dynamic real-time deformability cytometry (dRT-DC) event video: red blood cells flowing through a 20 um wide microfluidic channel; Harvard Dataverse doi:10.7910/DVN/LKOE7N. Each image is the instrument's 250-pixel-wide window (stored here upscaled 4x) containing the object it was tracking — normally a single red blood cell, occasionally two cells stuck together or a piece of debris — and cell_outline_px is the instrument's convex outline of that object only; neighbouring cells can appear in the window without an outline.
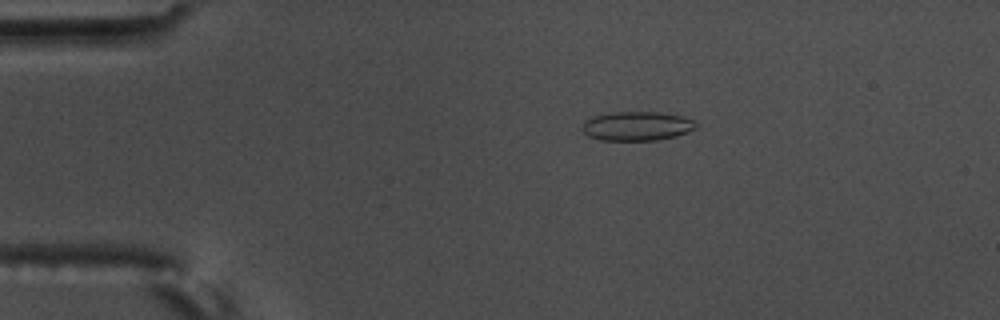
{"species": "common noctule bat (a hibernating species)", "species_latin": "Nyctalus noctula", "temperature_condition": "warm", "stored_images_in_passage": 47, "camera_frame_rate_fps": 3000, "um_per_image_px": 0.085, "animal": {"sex": "male", "body_mass_g": 17.5, "forearm_length_mm": 52.3}, "frame": {"image": 1, "passage_image": 1, "time_ms": 0.0, "image_size_px": [1000, 320], "cell_outline_px": [[696, 128], [688, 132], [676, 136], [656, 140], [600, 140], [588, 136], [580, 128], [584, 120], [592, 116], [612, 112], [656, 112], [680, 116], [692, 120], [696, 124]], "centroid_in_image_um": [54.07, 10.72], "position_along_channel_um": 30.9, "area_um2": 19.31}}
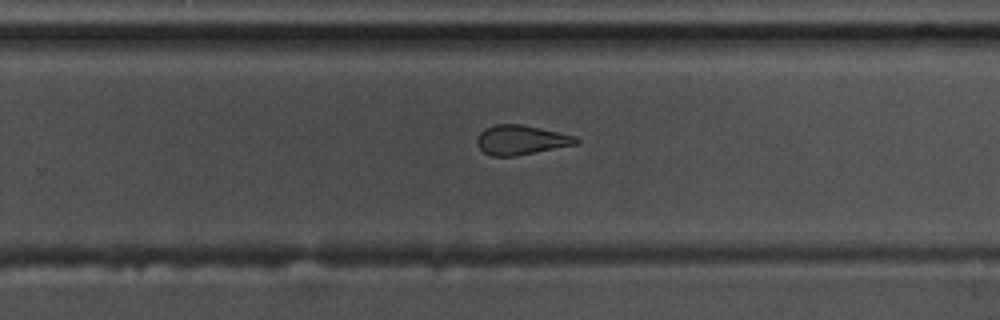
{"frame": {"image": 2, "passage_image": 27, "time_ms": 8.667, "image_size_px": [1000, 320], "cell_outline_px": [[580, 144], [516, 156], [492, 156], [484, 152], [476, 144], [476, 140], [480, 132], [484, 128], [496, 124], [520, 124], [576, 136], [580, 140]], "centroid_in_image_um": [44.3, 11.9], "position_along_channel_um": 285.5, "area_um2": 17.17}}
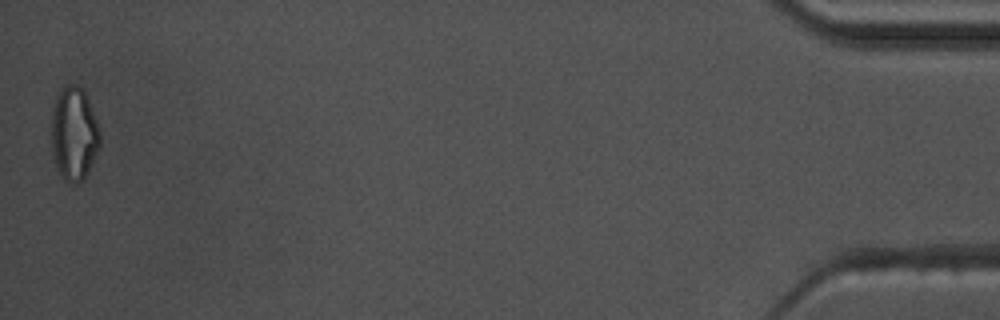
{"frame": {"image": 3, "passage_image": 47, "time_ms": 15.333, "image_size_px": [1000, 320], "cell_outline_px": [[100, 148], [84, 176], [76, 184], [64, 180], [56, 164], [52, 152], [52, 108], [56, 96], [68, 84], [76, 84], [84, 88], [96, 120], [100, 132]], "centroid_in_image_um": [6.29, 11.32], "position_along_channel_um": 428.9, "area_um2": 26.18}, "authors_computed_cell_mechanics": {"area_um2": 18.1492, "velocity_mm_per_s": 3.5532, "shape_relaxation_time_tau1_ms": null, "shape_relaxation_time_tau2_ms": 1.5623, "deformation_change_tau1": null, "deformation_change_tau2": 0.103}}